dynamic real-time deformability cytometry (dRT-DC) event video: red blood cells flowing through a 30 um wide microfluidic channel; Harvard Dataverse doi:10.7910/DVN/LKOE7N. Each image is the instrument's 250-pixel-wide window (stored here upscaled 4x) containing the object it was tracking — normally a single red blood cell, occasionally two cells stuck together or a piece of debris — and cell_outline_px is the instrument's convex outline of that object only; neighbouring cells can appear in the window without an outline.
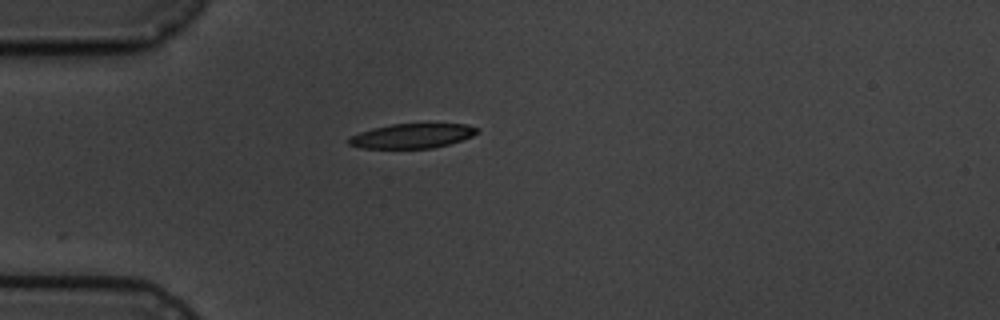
{"species": "common noctule bat (a hibernating species)", "species_latin": "Nyctalus noctula", "temperature_condition": "cold", "stored_images_in_passage": 3, "camera_frame_rate_fps": 3000, "um_per_image_px": 0.085, "animal": {"sex": "male", "body_mass_g": 19.5, "forearm_length_mm": 54.6}, "frame": {"image": 1, "passage_image": 3, "time_ms": 2.333, "image_size_px": [1000, 320], "cell_outline_px": [[480, 132], [472, 136], [448, 144], [432, 148], [360, 148], [348, 144], [348, 140], [352, 136], [360, 132], [372, 128], [392, 124], [468, 124], [480, 128]], "centroid_in_image_um": [35.06, 11.54], "position_along_channel_um": 49.9, "area_um2": 18.32}}